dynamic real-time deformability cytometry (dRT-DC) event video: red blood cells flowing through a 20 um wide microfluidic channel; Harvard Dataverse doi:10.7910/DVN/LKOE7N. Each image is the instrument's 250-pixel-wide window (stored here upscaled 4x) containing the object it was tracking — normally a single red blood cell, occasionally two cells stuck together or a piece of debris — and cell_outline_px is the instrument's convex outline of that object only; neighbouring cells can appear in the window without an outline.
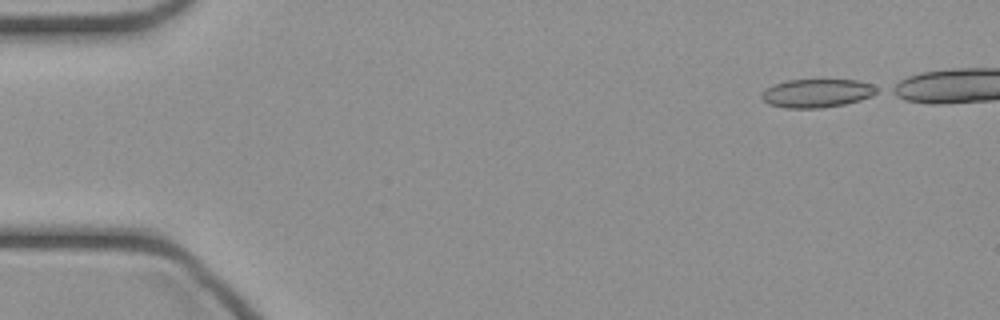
{"species": "common noctule bat (a hibernating species)", "species_latin": "Nyctalus noctula", "temperature_condition": "cold", "stored_images_in_passage": 7, "camera_frame_rate_fps": 3000, "um_per_image_px": 0.085, "animal": {"sex": "female", "body_mass_g": 21.9}, "frame": {"image": 1, "passage_image": 1, "time_ms": 0.0, "image_size_px": [1000, 320], "cell_outline_px": [[880, 92], [872, 96], [860, 100], [844, 104], [820, 108], [784, 108], [768, 104], [760, 96], [764, 88], [788, 80], [860, 80], [872, 84], [880, 88]], "centroid_in_image_um": [69.47, 7.92], "position_along_channel_um": 15.5, "area_um2": 19.31}}